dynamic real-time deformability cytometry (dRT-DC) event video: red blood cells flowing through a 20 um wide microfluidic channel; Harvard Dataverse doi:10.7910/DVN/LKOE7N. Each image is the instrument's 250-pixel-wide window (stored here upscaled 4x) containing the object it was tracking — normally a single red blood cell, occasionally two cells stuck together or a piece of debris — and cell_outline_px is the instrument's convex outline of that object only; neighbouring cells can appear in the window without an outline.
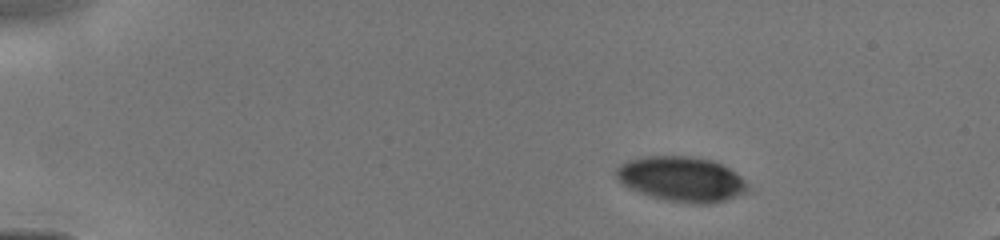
{"species": "human", "species_latin": "Homo sapiens", "temperature_condition": "cold", "stored_images_in_passage": 13, "camera_frame_rate_fps": 3000, "um_per_image_px": 0.085, "donor": {"sex": "male"}, "frame": {"image": 1, "passage_image": 1, "time_ms": 0.0, "image_size_px": [1000, 240], "cell_outline_px": [[748, 188], [744, 192], [728, 200], [712, 204], [692, 204], [668, 200], [652, 196], [640, 192], [624, 184], [616, 176], [616, 168], [620, 164], [628, 160], [644, 156], [692, 156], [712, 160], [736, 172], [744, 180]], "centroid_in_image_um": [57.95, 15.21], "position_along_channel_um": 27.1, "area_um2": 34.22}}
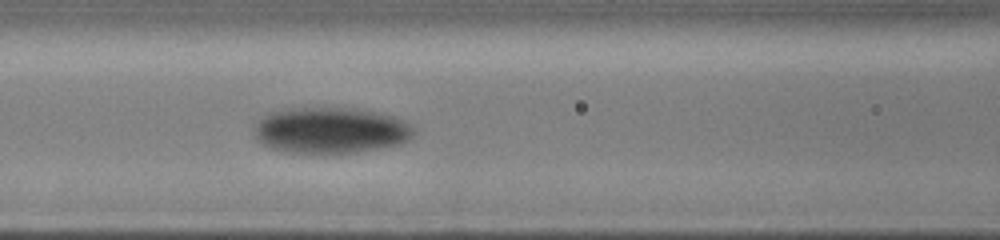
{"frame": {"image": 2, "passage_image": 9, "time_ms": 4.667, "image_size_px": [1000, 240], "cell_outline_px": [[416, 132], [408, 140], [400, 144], [356, 152], [328, 156], [284, 152], [272, 148], [264, 144], [256, 136], [252, 128], [268, 112], [288, 108], [352, 108], [376, 112], [392, 116], [404, 120]], "centroid_in_image_um": [28.08, 11.11], "position_along_channel_um": 138.5, "area_um2": 43.47}}
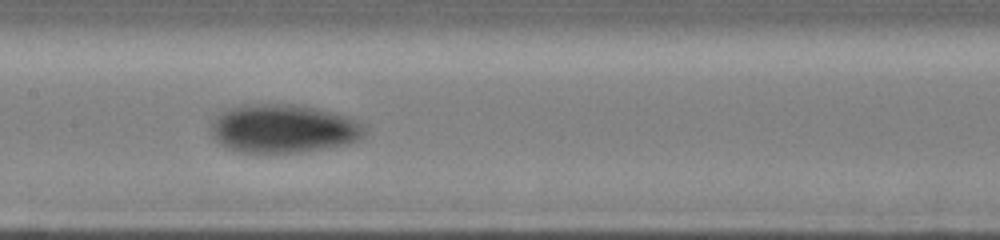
{"frame": {"image": 3, "passage_image": 11, "time_ms": 5.667, "image_size_px": [1000, 240], "cell_outline_px": [[364, 136], [360, 140], [348, 144], [308, 152], [240, 152], [228, 148], [220, 144], [212, 136], [208, 128], [208, 124], [212, 116], [228, 108], [240, 104], [296, 104], [336, 112], [348, 116], [364, 124]], "centroid_in_image_um": [24.05, 10.92], "position_along_channel_um": 183.4, "area_um2": 44.45}}